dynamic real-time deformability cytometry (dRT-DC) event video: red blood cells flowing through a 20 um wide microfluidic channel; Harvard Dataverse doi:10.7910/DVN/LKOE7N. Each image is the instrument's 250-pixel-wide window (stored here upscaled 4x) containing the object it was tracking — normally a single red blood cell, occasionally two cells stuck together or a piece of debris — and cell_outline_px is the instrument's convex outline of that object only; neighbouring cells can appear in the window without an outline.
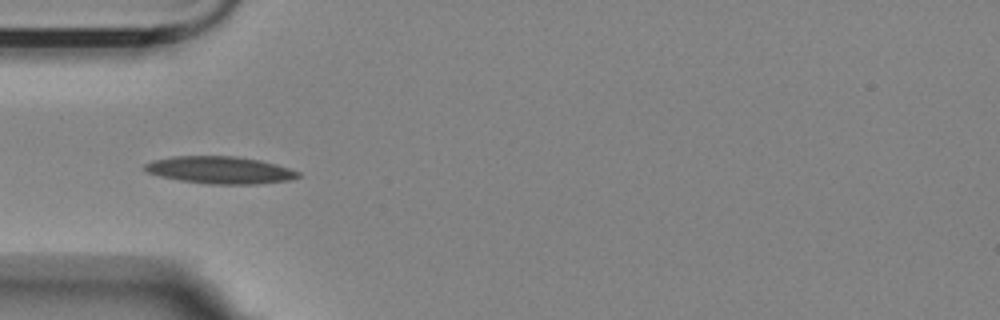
{"species": "Egyptian fruit bat (a non-hibernating species)", "species_latin": "Rousettus aegyptiacus", "temperature_condition": "room temperature", "stored_images_in_passage": 7, "camera_frame_rate_fps": 3000, "um_per_image_px": 0.085, "animal": {"sex": "female"}, "frame": {"image": 1, "passage_image": 4, "time_ms": 3.333, "image_size_px": [1000, 320], "cell_outline_px": [[300, 176], [288, 180], [256, 184], [208, 184], [180, 180], [160, 176], [148, 172], [144, 168], [144, 164], [156, 160], [172, 156], [236, 156], [260, 160], [276, 164], [300, 172]], "centroid_in_image_um": [18.71, 14.45], "position_along_channel_um": 66.3, "area_um2": 24.16}}
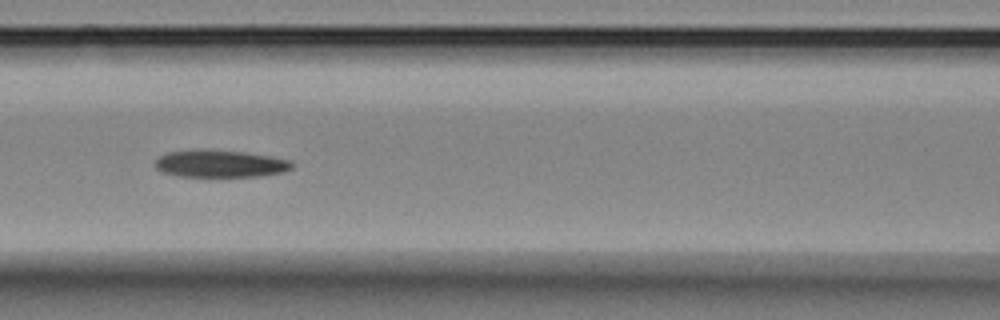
{"frame": {"image": 2, "passage_image": 6, "time_ms": 5.667, "image_size_px": [1000, 320], "cell_outline_px": [[296, 164], [292, 168], [284, 172], [260, 176], [176, 176], [160, 172], [156, 168], [156, 160], [160, 156], [168, 152], [244, 152], [292, 160]], "centroid_in_image_um": [18.79, 13.96], "position_along_channel_um": 147.8, "area_um2": 20.92}}
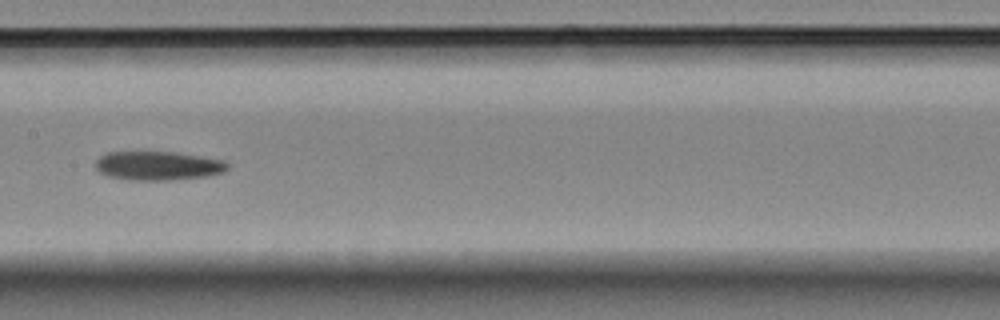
{"frame": {"image": 3, "passage_image": 7, "time_ms": 7.0, "image_size_px": [1000, 320], "cell_outline_px": [[228, 168], [224, 172], [208, 176], [168, 180], [128, 180], [108, 176], [100, 172], [96, 168], [96, 160], [100, 156], [108, 152], [140, 148], [176, 152], [224, 160], [228, 164]], "centroid_in_image_um": [13.38, 14.03], "position_along_channel_um": 194.0, "area_um2": 23.24}}